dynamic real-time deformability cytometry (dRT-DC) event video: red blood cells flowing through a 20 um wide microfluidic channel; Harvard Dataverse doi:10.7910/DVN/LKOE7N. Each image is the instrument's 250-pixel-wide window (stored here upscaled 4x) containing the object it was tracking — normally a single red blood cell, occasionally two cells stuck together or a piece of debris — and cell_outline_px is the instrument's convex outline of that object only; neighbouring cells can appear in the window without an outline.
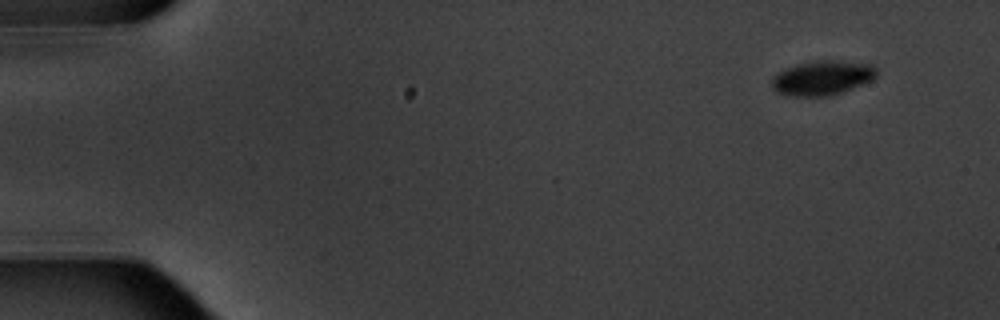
{"species": "common noctule bat (a hibernating species)", "species_latin": "Nyctalus noctula", "temperature_condition": "warm", "stored_images_in_passage": 10, "camera_frame_rate_fps": 3000, "um_per_image_px": 0.085, "animal": {"sex": "male", "body_mass_g": 20.1, "forearm_length_mm": 53.5}, "frame": {"image": 1, "passage_image": 1, "time_ms": 0.0, "image_size_px": [1000, 320], "cell_outline_px": [[876, 76], [872, 80], [852, 88], [828, 96], [792, 96], [776, 92], [772, 88], [772, 80], [784, 68], [796, 64], [816, 60], [872, 64], [876, 68]], "centroid_in_image_um": [69.87, 6.63], "position_along_channel_um": 15.1, "area_um2": 20.69}}
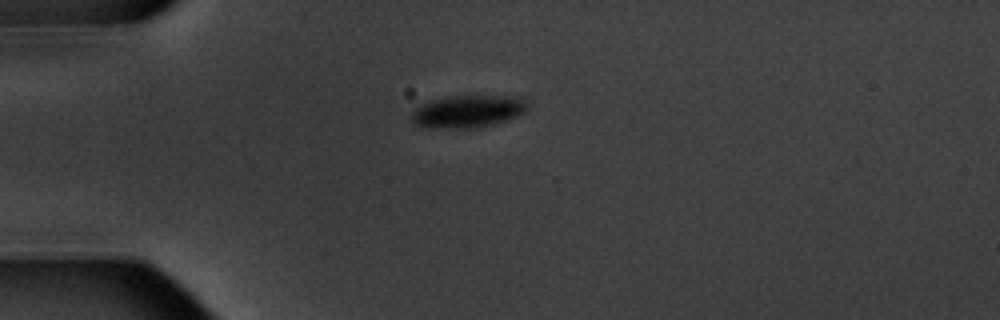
{"frame": {"image": 2, "passage_image": 4, "time_ms": 3.667, "image_size_px": [1000, 320], "cell_outline_px": [[528, 108], [524, 112], [516, 116], [492, 124], [468, 128], [424, 128], [412, 124], [412, 112], [420, 104], [432, 100], [448, 96], [516, 96], [524, 100], [528, 104]], "centroid_in_image_um": [39.71, 9.47], "position_along_channel_um": 45.3, "area_um2": 21.85}}
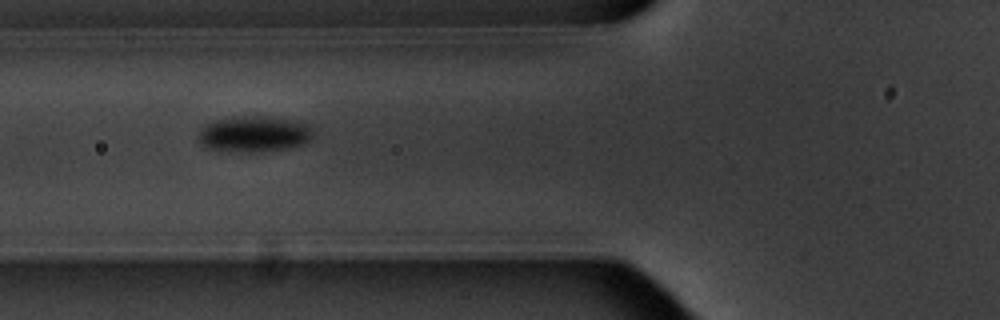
{"frame": {"image": 3, "passage_image": 6, "time_ms": 6.0, "image_size_px": [1000, 320], "cell_outline_px": [[312, 136], [304, 144], [288, 148], [260, 152], [232, 152], [208, 148], [200, 144], [196, 136], [200, 128], [204, 124], [216, 120], [244, 116], [272, 116], [296, 120], [304, 124], [312, 132]], "centroid_in_image_um": [21.53, 11.4], "position_along_channel_um": 104.3, "area_um2": 24.28}}